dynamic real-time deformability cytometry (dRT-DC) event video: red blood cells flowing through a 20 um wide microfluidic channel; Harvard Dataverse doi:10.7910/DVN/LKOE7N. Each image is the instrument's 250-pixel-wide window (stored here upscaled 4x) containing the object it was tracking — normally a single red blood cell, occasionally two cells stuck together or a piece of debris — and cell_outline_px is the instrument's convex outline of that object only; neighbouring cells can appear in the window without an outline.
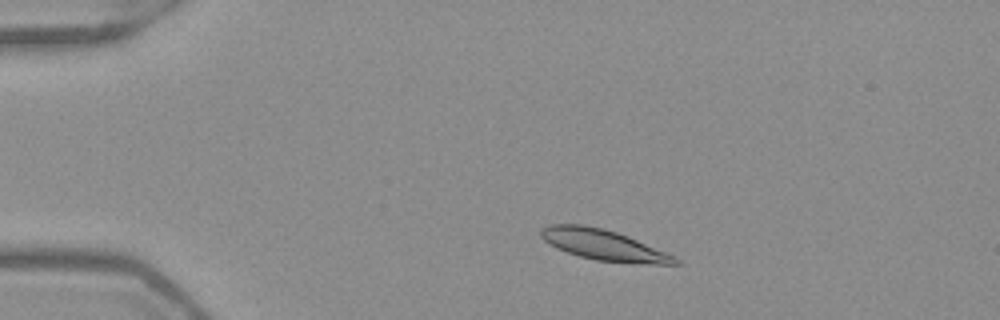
{"species": "Egyptian fruit bat (a non-hibernating species)", "species_latin": "Rousettus aegyptiacus", "temperature_condition": "warm", "stored_images_in_passage": 49, "camera_frame_rate_fps": 3000, "um_per_image_px": 0.085, "frame": {"image": 1, "passage_image": 7, "time_ms": 2.0, "image_size_px": [1000, 320], "cell_outline_px": [[680, 264], [652, 264], [596, 260], [580, 256], [556, 248], [544, 240], [540, 236], [540, 228], [548, 224], [584, 224], [604, 228], [628, 236], [664, 252], [680, 260]], "centroid_in_image_um": [51.23, 20.79], "position_along_channel_um": 33.8, "area_um2": 23.7}}
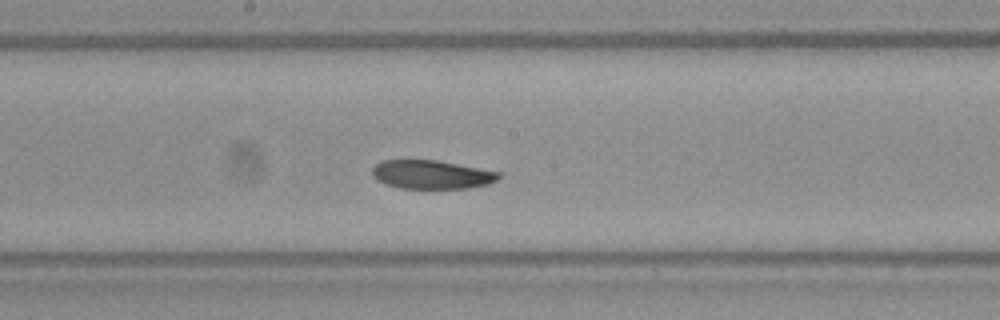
{"frame": {"image": 2, "passage_image": 25, "time_ms": 8.0, "image_size_px": [1000, 320], "cell_outline_px": [[500, 176], [496, 180], [488, 184], [468, 188], [400, 188], [384, 184], [376, 180], [372, 176], [372, 168], [376, 164], [384, 160], [436, 160], [500, 172]], "centroid_in_image_um": [36.64, 14.84], "position_along_channel_um": 211.6, "area_um2": 21.04}}
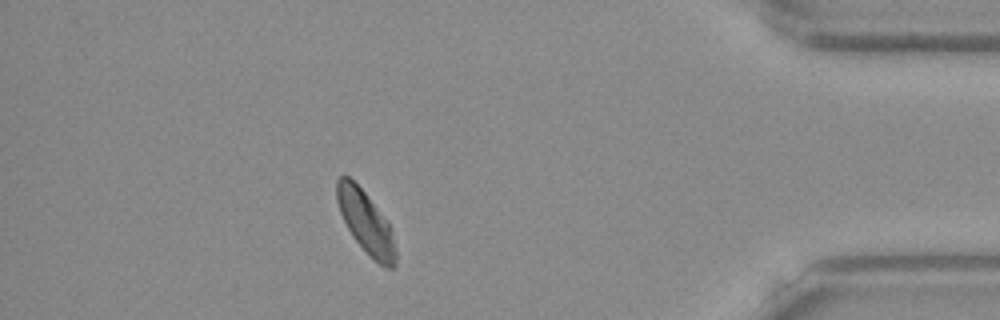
{"frame": {"image": 3, "passage_image": 43, "time_ms": 14.0, "image_size_px": [1000, 320], "cell_outline_px": [[396, 264], [392, 268], [388, 268], [380, 264], [368, 256], [352, 236], [340, 212], [336, 200], [336, 180], [340, 176], [348, 176], [364, 192], [388, 220], [396, 252]], "centroid_in_image_um": [31.09, 18.91], "position_along_channel_um": 404.1, "area_um2": 21.21}, "authors_computed_cell_mechanics": {"area_um2": 22.253, "velocity_mm_per_s": 3.8951, "shape_relaxation_time_tau1_ms": null, "shape_relaxation_time_tau2_ms": 9.29, "deformation_change_tau1": null, "deformation_change_tau2": 0.1225}}